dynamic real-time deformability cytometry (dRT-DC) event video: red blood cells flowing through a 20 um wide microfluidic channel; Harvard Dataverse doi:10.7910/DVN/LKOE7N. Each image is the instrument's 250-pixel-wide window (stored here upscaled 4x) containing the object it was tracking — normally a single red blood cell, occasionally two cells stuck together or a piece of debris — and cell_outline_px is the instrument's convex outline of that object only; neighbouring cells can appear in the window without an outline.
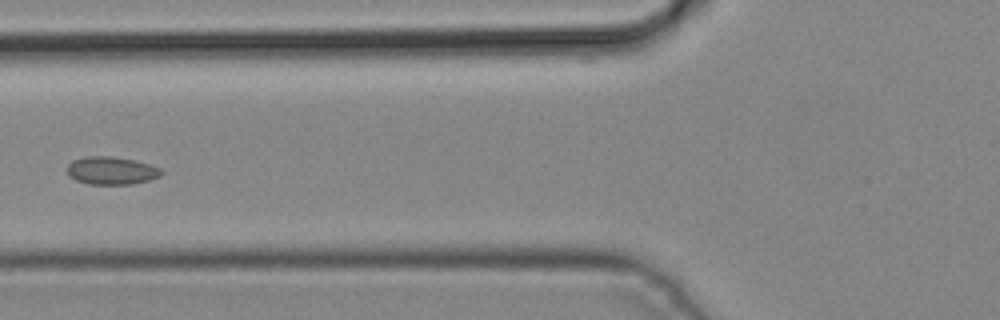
{"species": "common noctule bat (a hibernating species)", "species_latin": "Nyctalus noctula", "temperature_condition": "cold", "stored_images_in_passage": 5, "camera_frame_rate_fps": 3000, "um_per_image_px": 0.085, "animal": {"sex": "male", "body_mass_g": 19.2, "forearm_length_mm": 51.8}, "frame": {"image": 1, "passage_image": 5, "time_ms": 1.333, "image_size_px": [1000, 320], "cell_outline_px": [[164, 172], [160, 176], [148, 180], [132, 184], [88, 184], [76, 180], [68, 176], [68, 164], [72, 160], [88, 156], [112, 156], [132, 160], [148, 164], [160, 168]], "centroid_in_image_um": [9.45, 14.5], "position_along_channel_um": 116.3, "area_um2": 15.2}}